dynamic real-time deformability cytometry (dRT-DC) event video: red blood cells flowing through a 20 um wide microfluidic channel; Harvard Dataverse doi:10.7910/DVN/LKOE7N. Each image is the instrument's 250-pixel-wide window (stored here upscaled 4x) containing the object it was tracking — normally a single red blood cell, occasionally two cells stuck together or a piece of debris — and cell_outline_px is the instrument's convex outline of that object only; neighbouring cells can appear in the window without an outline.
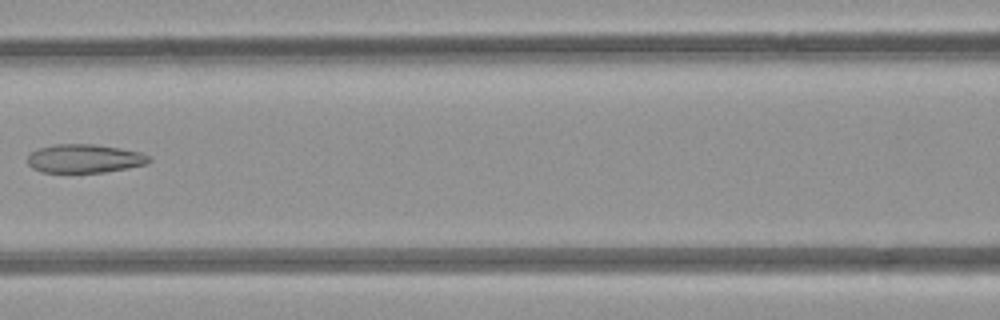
{"species": "common noctule bat (a hibernating species)", "species_latin": "Nyctalus noctula", "temperature_condition": "room temperature", "stored_images_in_passage": 3, "camera_frame_rate_fps": 3000, "um_per_image_px": 0.085, "animal": {"sex": "female", "body_mass_g": 21.9}, "frame": {"image": 1, "passage_image": 3, "time_ms": 2.333, "image_size_px": [1000, 320], "cell_outline_px": [[152, 160], [148, 164], [128, 168], [104, 172], [40, 172], [32, 168], [28, 164], [28, 156], [32, 152], [40, 148], [56, 144], [92, 144], [120, 148], [140, 152], [152, 156]], "centroid_in_image_um": [7.23, 13.48], "position_along_channel_um": 159.4, "area_um2": 20.29}}